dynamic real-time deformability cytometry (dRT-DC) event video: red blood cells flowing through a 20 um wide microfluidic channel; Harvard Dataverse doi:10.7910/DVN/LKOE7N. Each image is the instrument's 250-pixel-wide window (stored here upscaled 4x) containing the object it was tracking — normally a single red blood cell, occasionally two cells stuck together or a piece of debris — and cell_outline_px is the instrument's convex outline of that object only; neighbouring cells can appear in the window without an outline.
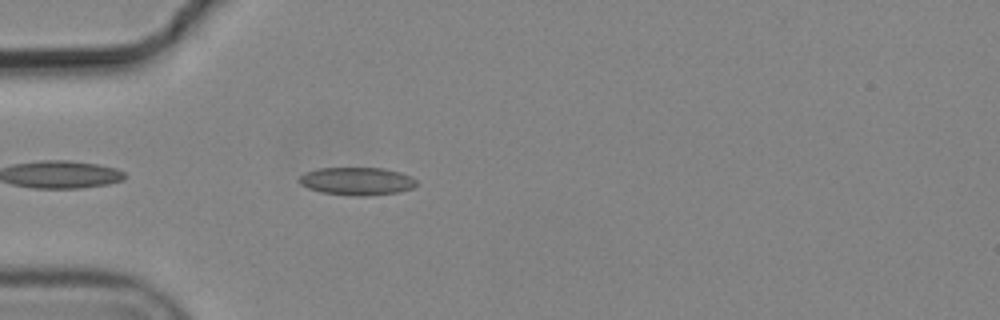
{"species": "common noctule bat (a hibernating species)", "species_latin": "Nyctalus noctula", "temperature_condition": "cold", "stored_images_in_passage": 5, "camera_frame_rate_fps": 3000, "um_per_image_px": 0.085, "animal": {"sex": "male", "body_mass_g": 19.2, "forearm_length_mm": 51.8}, "frame": {"image": 1, "passage_image": 5, "time_ms": 1.333, "image_size_px": [1000, 320], "cell_outline_px": [[416, 184], [412, 188], [396, 192], [364, 196], [356, 196], [320, 192], [308, 188], [300, 184], [300, 176], [304, 172], [320, 168], [384, 168], [400, 172], [412, 176], [416, 180]], "centroid_in_image_um": [30.33, 15.39], "position_along_channel_um": 54.7, "area_um2": 18.96}}